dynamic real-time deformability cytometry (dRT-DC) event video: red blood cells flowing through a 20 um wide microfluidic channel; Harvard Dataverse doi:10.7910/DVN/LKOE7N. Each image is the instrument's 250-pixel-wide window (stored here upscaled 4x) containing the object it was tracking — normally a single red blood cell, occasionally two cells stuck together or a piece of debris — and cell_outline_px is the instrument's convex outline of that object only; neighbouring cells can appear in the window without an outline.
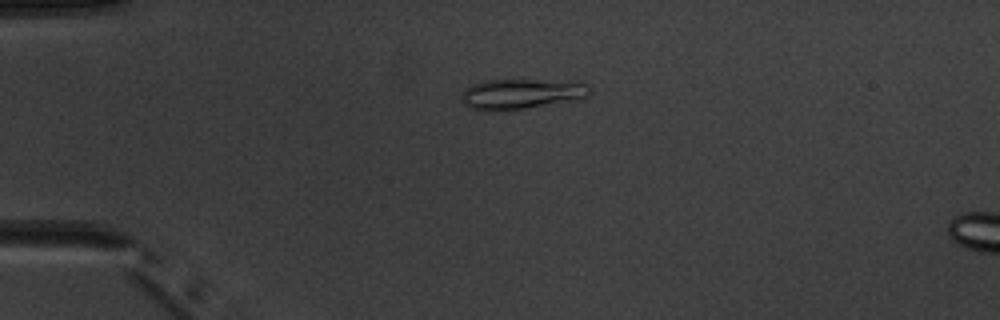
{"species": "common noctule bat (a hibernating species)", "species_latin": "Nyctalus noctula", "temperature_condition": "warm", "stored_images_in_passage": 2, "camera_frame_rate_fps": 3000, "um_per_image_px": 0.085, "animal": {"sex": "male", "body_mass_g": 20.1, "forearm_length_mm": 53.5}, "frame": {"image": 1, "passage_image": 1, "time_ms": 0.0, "image_size_px": [1000, 320], "cell_outline_px": [[592, 92], [588, 96], [568, 100], [524, 108], [496, 112], [484, 112], [468, 108], [460, 104], [460, 96], [472, 84], [484, 80], [580, 80], [588, 84], [592, 88]], "centroid_in_image_um": [44.28, 7.98], "position_along_channel_um": 40.7, "area_um2": 23.12}}